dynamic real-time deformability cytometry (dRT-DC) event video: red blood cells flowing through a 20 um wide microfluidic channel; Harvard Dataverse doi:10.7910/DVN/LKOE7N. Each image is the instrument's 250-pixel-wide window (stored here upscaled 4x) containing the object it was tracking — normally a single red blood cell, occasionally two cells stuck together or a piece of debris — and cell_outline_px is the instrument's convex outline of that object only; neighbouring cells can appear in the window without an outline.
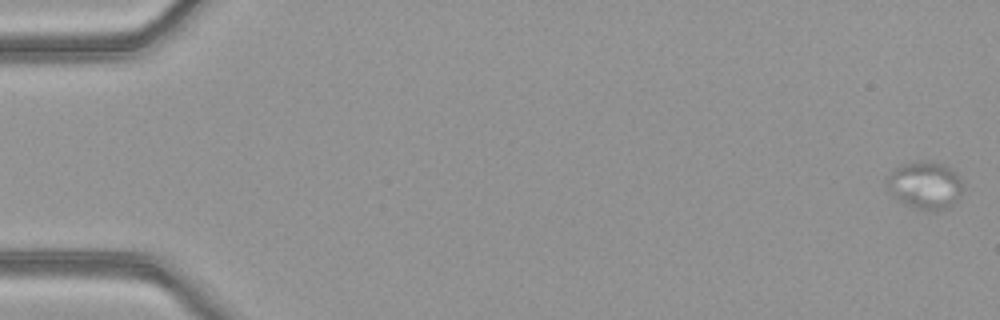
{"species": "common noctule bat (a hibernating species)", "species_latin": "Nyctalus noctula", "temperature_condition": "warm", "stored_images_in_passage": 53, "camera_frame_rate_fps": 3000, "um_per_image_px": 0.085, "animal": {"sex": "female", "body_mass_g": 21.9}, "frame": {"image": 1, "passage_image": 1, "time_ms": 0.0, "image_size_px": [1000, 320], "cell_outline_px": [[964, 188], [956, 200], [948, 208], [936, 212], [924, 212], [912, 208], [904, 204], [896, 196], [884, 180], [896, 168], [904, 164], [920, 160], [928, 160], [944, 164], [952, 168], [956, 172]], "centroid_in_image_um": [78.67, 15.76], "position_along_channel_um": 6.3, "area_um2": 21.27}}
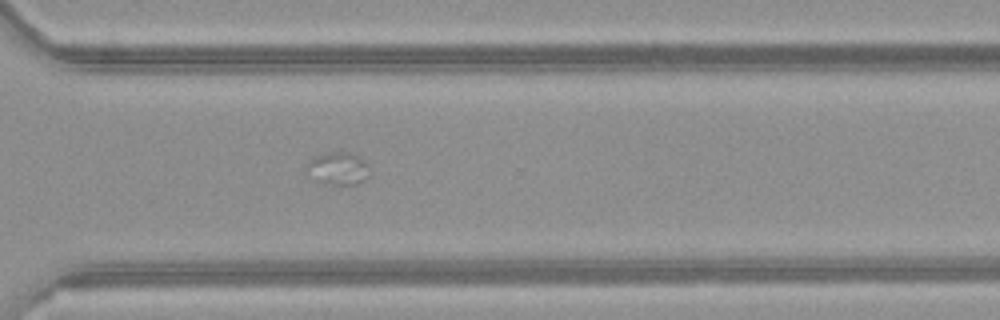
{"frame": {"image": 2, "passage_image": 38, "time_ms": 12.333, "image_size_px": [1000, 320], "cell_outline_px": [[372, 172], [364, 180], [356, 184], [324, 184], [304, 172], [304, 164], [308, 160], [316, 156], [328, 152], [352, 152], [364, 160], [368, 164]], "centroid_in_image_um": [28.71, 14.31], "position_along_channel_um": 341.9, "area_um2": 12.37}}
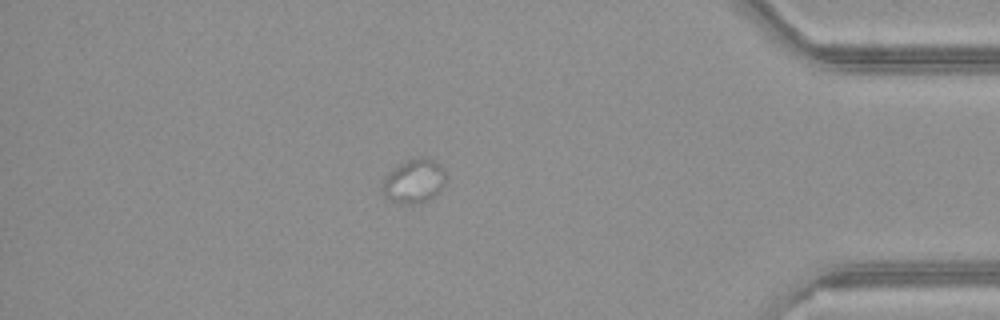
{"frame": {"image": 3, "passage_image": 45, "time_ms": 14.667, "image_size_px": [1000, 320], "cell_outline_px": [[448, 176], [440, 192], [428, 200], [412, 204], [400, 204], [384, 196], [380, 188], [384, 176], [400, 164], [408, 160], [420, 156], [432, 160], [440, 164], [444, 168]], "centroid_in_image_um": [35.21, 15.4], "position_along_channel_um": 400.0, "area_um2": 16.53}}